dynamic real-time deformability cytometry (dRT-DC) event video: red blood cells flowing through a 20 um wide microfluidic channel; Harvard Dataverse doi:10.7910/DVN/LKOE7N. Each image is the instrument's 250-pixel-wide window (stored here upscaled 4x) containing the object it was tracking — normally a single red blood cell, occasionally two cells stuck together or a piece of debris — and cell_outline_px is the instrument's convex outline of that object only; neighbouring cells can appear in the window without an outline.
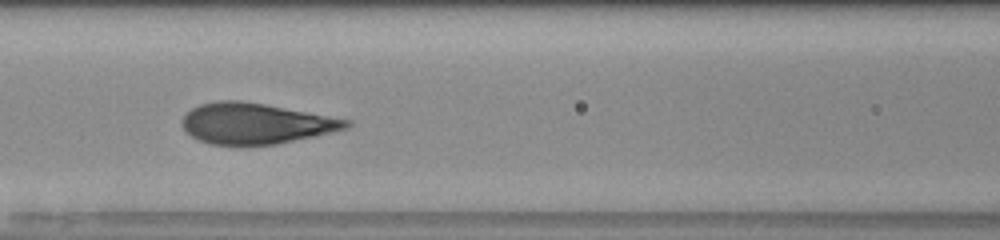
{"species": "human", "species_latin": "Homo sapiens", "temperature_condition": "room temperature", "stored_images_in_passage": 33, "camera_frame_rate_fps": 3000, "um_per_image_px": 0.085, "donor": {"sex": "male"}, "frame": {"image": 1, "passage_image": 10, "time_ms": 3.0, "image_size_px": [1000, 240], "cell_outline_px": [[352, 124], [348, 128], [316, 136], [276, 144], [212, 144], [200, 140], [192, 136], [180, 124], [184, 116], [192, 108], [200, 104], [216, 100], [240, 100], [264, 104], [352, 120]], "centroid_in_image_um": [21.75, 10.48], "position_along_channel_um": 144.8, "area_um2": 38.67}}
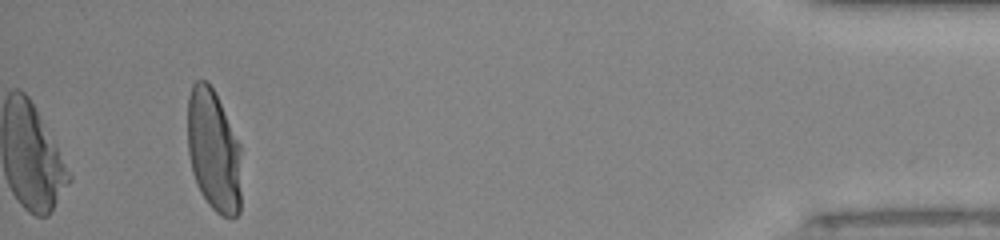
{"frame": {"image": 2, "passage_image": 33, "time_ms": 10.667, "image_size_px": [1000, 240], "cell_outline_px": [[240, 212], [232, 220], [220, 216], [208, 204], [200, 192], [192, 172], [188, 152], [188, 96], [192, 84], [196, 80], [204, 80], [212, 88], [240, 144]], "centroid_in_image_um": [18.15, 12.87], "position_along_channel_um": 417.0, "area_um2": 38.32}}